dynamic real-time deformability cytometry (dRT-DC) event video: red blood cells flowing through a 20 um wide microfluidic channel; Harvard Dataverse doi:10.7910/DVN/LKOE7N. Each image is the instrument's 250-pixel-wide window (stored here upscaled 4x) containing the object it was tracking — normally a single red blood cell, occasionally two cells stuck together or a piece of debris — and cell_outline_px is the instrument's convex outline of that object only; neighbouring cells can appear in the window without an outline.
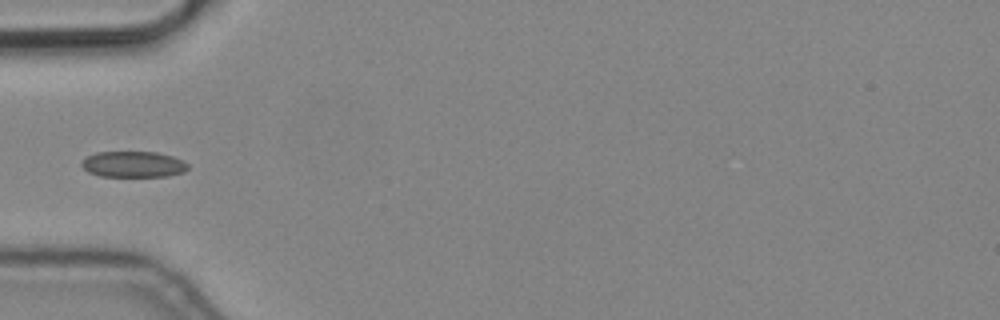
{"species": "common noctule bat (a hibernating species)", "species_latin": "Nyctalus noctula", "temperature_condition": "cold", "stored_images_in_passage": 7, "camera_frame_rate_fps": 3000, "um_per_image_px": 0.085, "animal": {"sex": "male", "body_mass_g": 19.2, "forearm_length_mm": 51.8}, "frame": {"image": 1, "passage_image": 4, "time_ms": 1.0, "image_size_px": [1000, 320], "cell_outline_px": [[188, 168], [184, 172], [168, 176], [100, 176], [88, 172], [80, 164], [88, 156], [96, 152], [156, 152], [172, 156], [184, 160], [188, 164]], "centroid_in_image_um": [11.36, 13.96], "position_along_channel_um": 73.6, "area_um2": 16.07}}
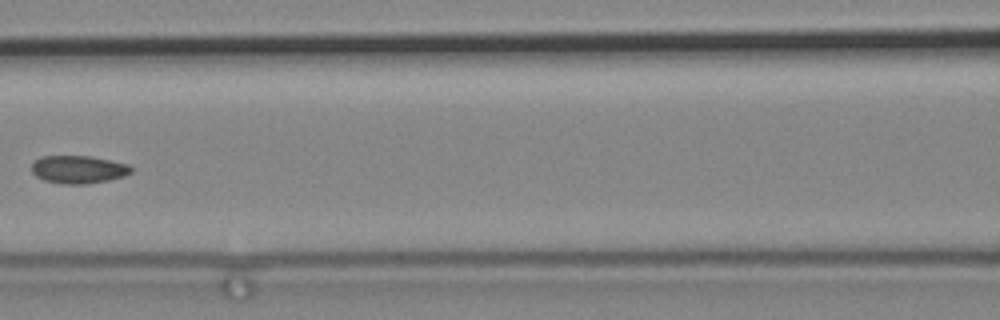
{"frame": {"image": 2, "passage_image": 6, "time_ms": 1.667, "image_size_px": [1000, 320], "cell_outline_px": [[132, 172], [124, 176], [108, 180], [84, 184], [60, 184], [44, 180], [36, 176], [32, 172], [32, 164], [40, 156], [88, 156], [128, 164], [132, 168]], "centroid_in_image_um": [6.64, 14.41], "position_along_channel_um": 160.0, "area_um2": 16.07}}
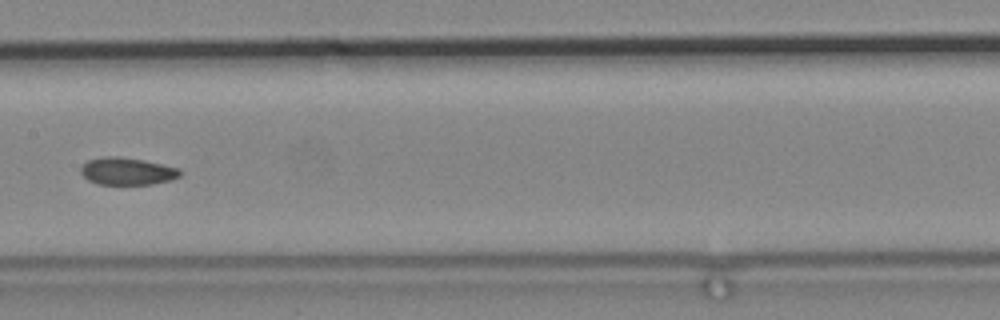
{"frame": {"image": 3, "passage_image": 7, "time_ms": 2.0, "image_size_px": [1000, 320], "cell_outline_px": [[180, 176], [172, 180], [152, 184], [96, 184], [88, 180], [80, 172], [80, 168], [88, 160], [104, 156], [120, 156], [144, 160], [180, 168]], "centroid_in_image_um": [10.81, 14.55], "position_along_channel_um": 196.6, "area_um2": 15.9}}